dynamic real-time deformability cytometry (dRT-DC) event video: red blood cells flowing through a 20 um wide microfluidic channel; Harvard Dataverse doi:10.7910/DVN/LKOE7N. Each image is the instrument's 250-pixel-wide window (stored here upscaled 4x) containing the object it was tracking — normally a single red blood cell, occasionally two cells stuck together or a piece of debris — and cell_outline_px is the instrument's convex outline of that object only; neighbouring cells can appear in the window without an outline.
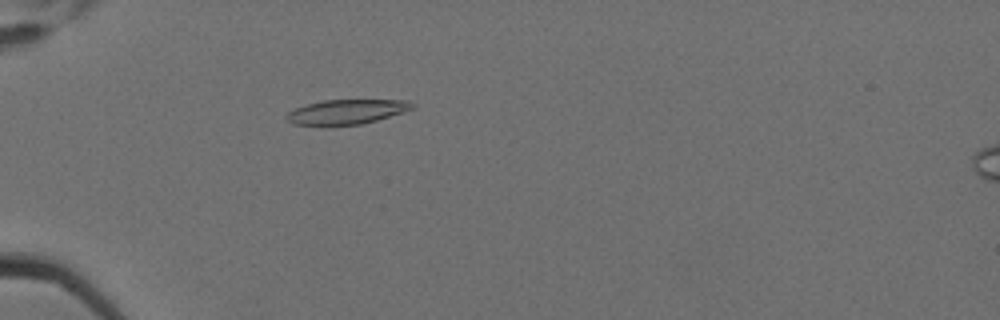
{"species": "Egyptian fruit bat (a non-hibernating species)", "species_latin": "Rousettus aegyptiacus", "temperature_condition": "cold", "stored_images_in_passage": 2, "camera_frame_rate_fps": 3000, "um_per_image_px": 0.085, "animal": {"sex": "female"}, "frame": {"image": 1, "passage_image": 1, "time_ms": 0.0, "image_size_px": [1000, 320], "cell_outline_px": [[416, 104], [412, 108], [364, 124], [328, 128], [292, 124], [284, 116], [288, 112], [296, 108], [308, 104], [324, 100], [408, 100]], "centroid_in_image_um": [29.37, 9.55], "position_along_channel_um": 55.6, "area_um2": 18.55}}